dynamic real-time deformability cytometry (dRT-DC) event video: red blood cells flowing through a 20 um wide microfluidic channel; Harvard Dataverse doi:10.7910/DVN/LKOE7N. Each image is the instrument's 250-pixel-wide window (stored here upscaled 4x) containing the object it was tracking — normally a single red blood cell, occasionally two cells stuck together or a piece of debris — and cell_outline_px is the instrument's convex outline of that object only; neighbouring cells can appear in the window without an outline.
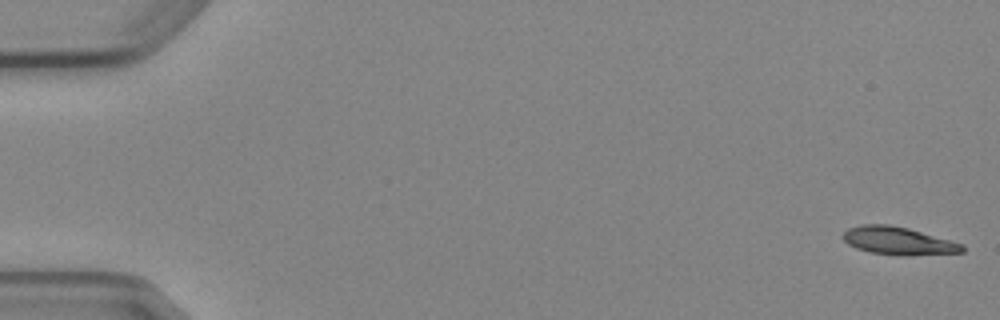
{"species": "Egyptian fruit bat (a non-hibernating species)", "species_latin": "Rousettus aegyptiacus", "temperature_condition": "cold", "stored_images_in_passage": 6, "camera_frame_rate_fps": 3000, "um_per_image_px": 0.085, "animal": {"sex": "female"}, "frame": {"image": 1, "passage_image": 1, "time_ms": 0.0, "image_size_px": [1000, 320], "cell_outline_px": [[964, 252], [908, 256], [900, 256], [872, 252], [856, 248], [848, 244], [840, 236], [848, 228], [860, 224], [888, 224], [908, 228], [964, 244]], "centroid_in_image_um": [76.34, 20.47], "position_along_channel_um": 8.7, "area_um2": 19.48}}
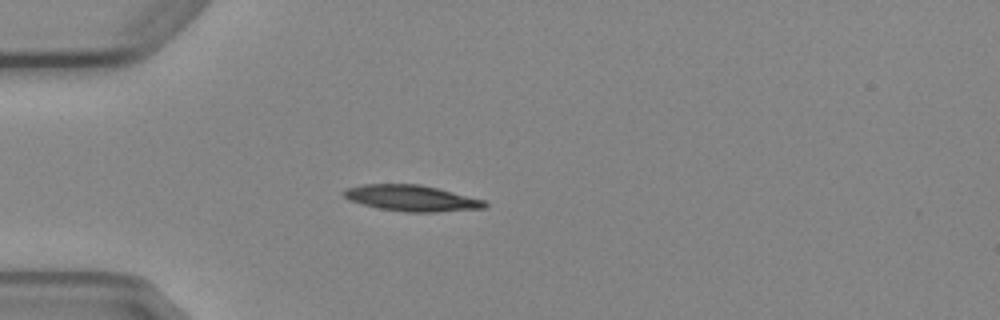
{"frame": {"image": 2, "passage_image": 5, "time_ms": 4.667, "image_size_px": [1000, 320], "cell_outline_px": [[488, 204], [484, 208], [436, 212], [408, 212], [380, 208], [348, 200], [340, 192], [344, 188], [360, 184], [420, 184], [484, 200]], "centroid_in_image_um": [34.92, 16.83], "position_along_channel_um": 50.1, "area_um2": 21.27}}